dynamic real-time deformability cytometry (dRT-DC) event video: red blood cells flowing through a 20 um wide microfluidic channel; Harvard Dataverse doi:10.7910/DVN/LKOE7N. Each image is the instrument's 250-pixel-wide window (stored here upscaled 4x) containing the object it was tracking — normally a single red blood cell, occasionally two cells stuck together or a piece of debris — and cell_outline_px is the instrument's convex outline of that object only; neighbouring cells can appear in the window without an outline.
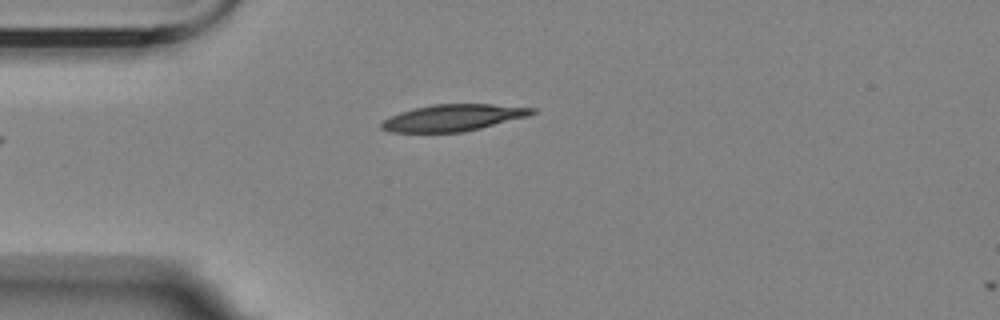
{"species": "Egyptian fruit bat (a non-hibernating species)", "species_latin": "Rousettus aegyptiacus", "temperature_condition": "room temperature", "stored_images_in_passage": 3, "camera_frame_rate_fps": 3000, "um_per_image_px": 0.085, "animal": {"sex": "female"}, "frame": {"image": 1, "passage_image": 3, "time_ms": 2.333, "image_size_px": [1000, 320], "cell_outline_px": [[536, 112], [528, 116], [464, 132], [392, 132], [380, 128], [380, 124], [388, 116], [400, 112], [432, 104], [492, 104], [536, 108]], "centroid_in_image_um": [38.51, 10.0], "position_along_channel_um": 46.5, "area_um2": 23.29}}